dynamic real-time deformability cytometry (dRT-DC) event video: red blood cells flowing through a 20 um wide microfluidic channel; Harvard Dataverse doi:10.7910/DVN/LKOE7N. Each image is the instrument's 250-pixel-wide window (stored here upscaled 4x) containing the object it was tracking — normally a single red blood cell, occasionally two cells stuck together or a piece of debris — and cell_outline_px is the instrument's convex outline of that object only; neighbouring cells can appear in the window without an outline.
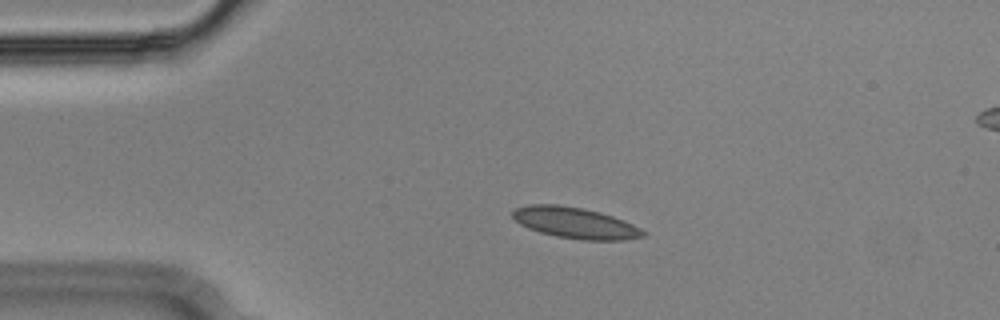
{"species": "Egyptian fruit bat (a non-hibernating species)", "species_latin": "Rousettus aegyptiacus", "temperature_condition": "cold", "stored_images_in_passage": 56, "camera_frame_rate_fps": 3000, "um_per_image_px": 0.085, "animal": {"sex": "male"}, "frame": {"image": 1, "passage_image": 12, "time_ms": 3.667, "image_size_px": [1000, 320], "cell_outline_px": [[648, 232], [644, 236], [624, 240], [580, 240], [556, 236], [540, 232], [528, 228], [520, 224], [512, 216], [512, 212], [516, 208], [528, 204], [556, 204], [580, 208], [600, 212], [624, 220]], "centroid_in_image_um": [48.9, 18.95], "position_along_channel_um": 36.1, "area_um2": 23.58}}
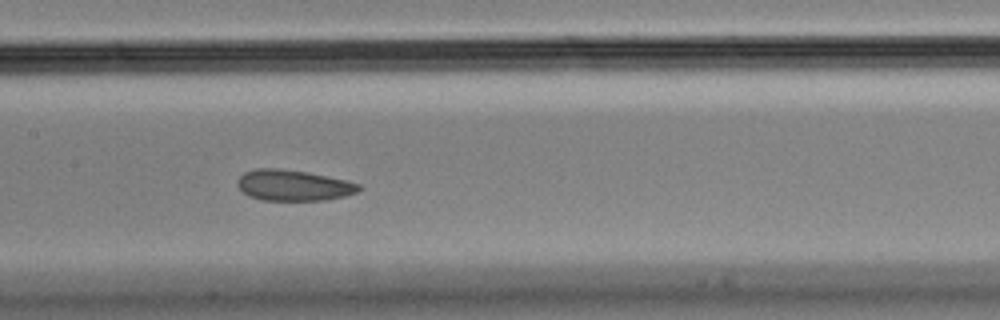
{"frame": {"image": 2, "passage_image": 27, "time_ms": 8.667, "image_size_px": [1000, 320], "cell_outline_px": [[364, 188], [356, 192], [344, 196], [328, 200], [260, 200], [248, 196], [236, 184], [236, 180], [244, 172], [256, 168], [276, 168], [304, 172], [344, 180], [360, 184]], "centroid_in_image_um": [24.91, 15.76], "position_along_channel_um": 182.5, "area_um2": 21.73}}
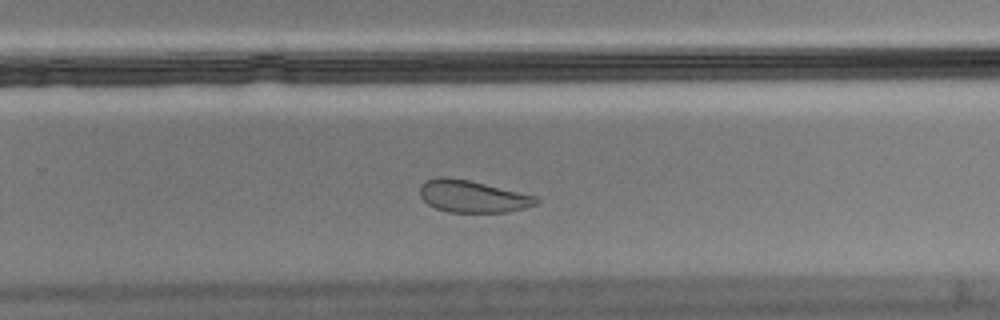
{"frame": {"image": 3, "passage_image": 36, "time_ms": 11.667, "image_size_px": [1000, 320], "cell_outline_px": [[540, 200], [536, 204], [524, 208], [508, 212], [448, 212], [436, 208], [428, 204], [420, 196], [420, 184], [424, 180], [440, 176], [448, 176], [468, 180], [536, 196]], "centroid_in_image_um": [40.12, 16.68], "position_along_channel_um": 289.7, "area_um2": 21.73}, "authors_computed_cell_mechanics": {"area_um2": 22.8021, "velocity_mm_per_s": 3.5903, "shape_relaxation_time_tau1_ms": null, "shape_relaxation_time_tau2_ms": 2.9262, "deformation_change_tau1": null, "deformation_change_tau2": 0.0549}}